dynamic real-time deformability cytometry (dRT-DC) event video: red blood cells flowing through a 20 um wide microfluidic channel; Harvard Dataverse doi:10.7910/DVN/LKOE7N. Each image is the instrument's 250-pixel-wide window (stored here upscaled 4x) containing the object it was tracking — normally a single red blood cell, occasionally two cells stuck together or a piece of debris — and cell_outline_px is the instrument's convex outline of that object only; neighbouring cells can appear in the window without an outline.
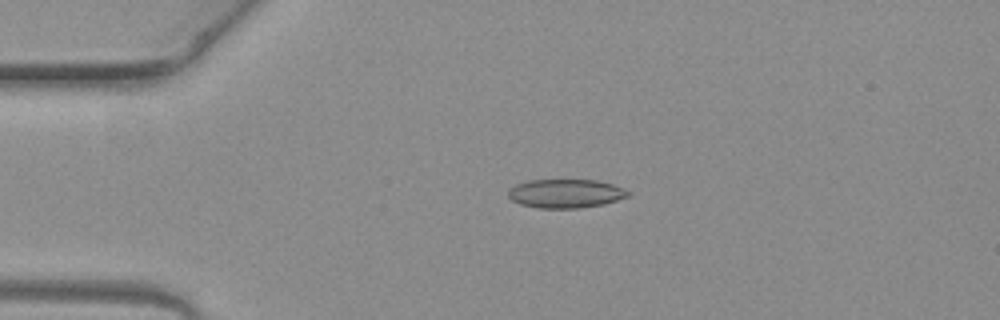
{"species": "common noctule bat (a hibernating species)", "species_latin": "Nyctalus noctula", "temperature_condition": "warm", "stored_images_in_passage": 1, "camera_frame_rate_fps": 3000, "um_per_image_px": 0.085, "animal": {"sex": "female", "body_mass_g": 19.3, "forearm_length_mm": 54.1}, "frame": {"image": 1, "passage_image": 1, "time_ms": 0.0, "image_size_px": [1000, 320], "cell_outline_px": [[632, 192], [628, 196], [604, 204], [580, 208], [540, 208], [520, 204], [512, 200], [508, 196], [508, 188], [516, 184], [528, 180], [596, 180], [612, 184], [624, 188]], "centroid_in_image_um": [48.07, 16.44], "position_along_channel_um": 36.9, "area_um2": 20.17}}